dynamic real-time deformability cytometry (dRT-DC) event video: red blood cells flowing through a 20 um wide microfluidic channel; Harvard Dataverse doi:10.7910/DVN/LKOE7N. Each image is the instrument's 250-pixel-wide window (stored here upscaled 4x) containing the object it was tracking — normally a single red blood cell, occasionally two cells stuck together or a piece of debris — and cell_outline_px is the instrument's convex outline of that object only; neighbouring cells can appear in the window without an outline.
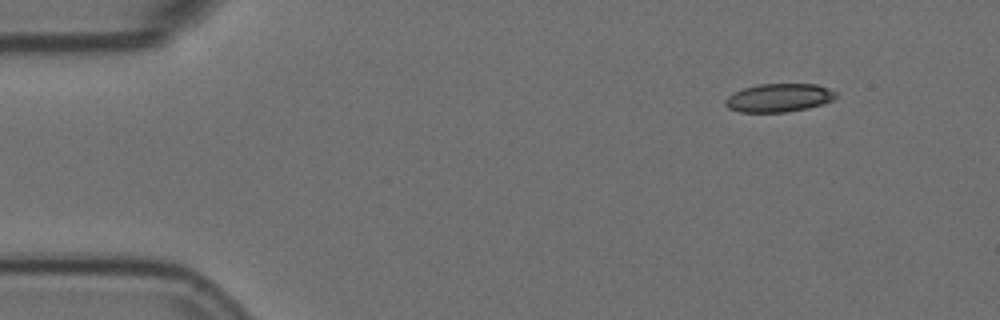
{"species": "Egyptian fruit bat (a non-hibernating species)", "species_latin": "Rousettus aegyptiacus", "temperature_condition": "room temperature", "stored_images_in_passage": 3, "camera_frame_rate_fps": 3000, "um_per_image_px": 0.085, "animal": {"sex": "female"}, "frame": {"image": 1, "passage_image": 1, "time_ms": 0.0, "image_size_px": [1000, 320], "cell_outline_px": [[836, 96], [832, 100], [824, 104], [808, 108], [784, 112], [740, 112], [728, 108], [724, 104], [724, 100], [728, 96], [744, 88], [760, 84], [816, 84], [828, 88], [836, 92]], "centroid_in_image_um": [66.21, 8.31], "position_along_channel_um": 18.8, "area_um2": 18.21}}
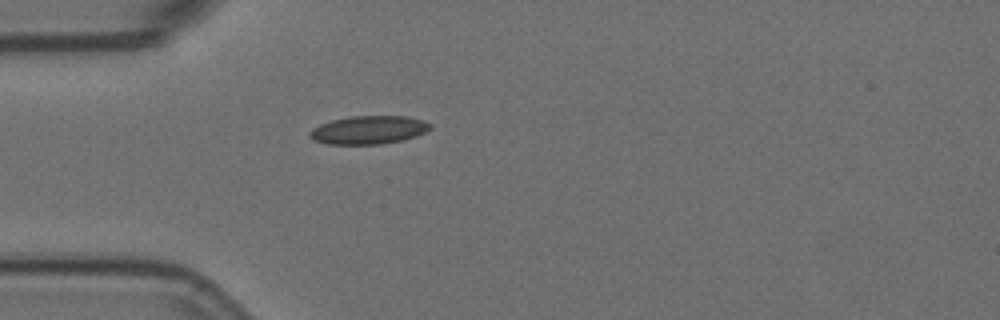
{"frame": {"image": 2, "passage_image": 3, "time_ms": 0.667, "image_size_px": [1000, 320], "cell_outline_px": [[432, 128], [416, 136], [400, 140], [380, 144], [328, 144], [312, 140], [308, 136], [308, 132], [312, 128], [320, 124], [332, 120], [352, 116], [408, 116], [424, 120], [432, 124]], "centroid_in_image_um": [31.32, 11.04], "position_along_channel_um": 53.7, "area_um2": 19.94}}